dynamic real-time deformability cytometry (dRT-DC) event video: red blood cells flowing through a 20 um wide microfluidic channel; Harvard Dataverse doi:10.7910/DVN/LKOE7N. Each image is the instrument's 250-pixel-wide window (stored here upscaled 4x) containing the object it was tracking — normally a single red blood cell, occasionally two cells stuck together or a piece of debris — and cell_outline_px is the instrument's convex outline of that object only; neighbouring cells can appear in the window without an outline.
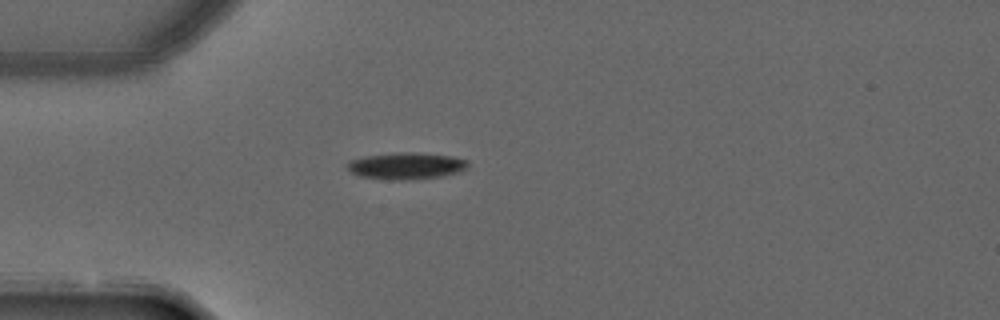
{"species": "common noctule bat (a hibernating species)", "species_latin": "Nyctalus noctula", "temperature_condition": "warm", "stored_images_in_passage": 1, "camera_frame_rate_fps": 3000, "um_per_image_px": 0.085, "animal": {"sex": "male", "forearm_length_mm": 52.5}, "frame": {"image": 1, "passage_image": 1, "time_ms": 0.0, "image_size_px": [1000, 320], "cell_outline_px": [[468, 164], [464, 168], [456, 172], [440, 176], [412, 180], [392, 180], [360, 176], [352, 172], [348, 168], [348, 160], [364, 156], [396, 152], [416, 152], [452, 156], [468, 160]], "centroid_in_image_um": [34.5, 14.09], "position_along_channel_um": 50.5, "area_um2": 18.73}}